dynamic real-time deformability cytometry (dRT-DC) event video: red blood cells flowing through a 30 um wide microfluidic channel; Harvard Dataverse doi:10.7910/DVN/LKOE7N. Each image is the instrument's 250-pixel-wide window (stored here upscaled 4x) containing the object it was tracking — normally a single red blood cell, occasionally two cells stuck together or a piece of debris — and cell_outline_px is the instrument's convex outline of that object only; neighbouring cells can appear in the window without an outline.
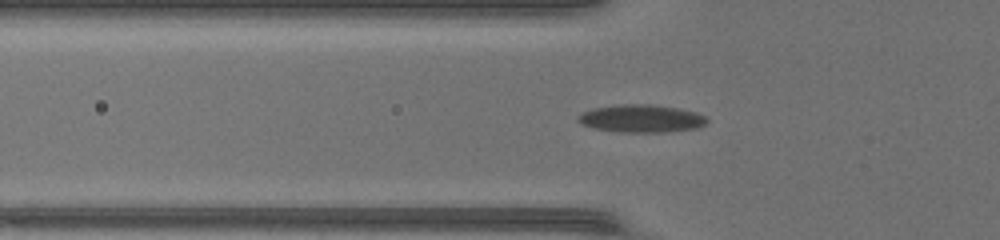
{"species": "common noctule bat (a hibernating species)", "species_latin": "Nyctalus noctula", "temperature_condition": "warm", "stored_images_in_passage": 41, "camera_frame_rate_fps": 3000, "um_per_image_px": 0.085, "animal": {"sex": "female", "body_mass_g": 17.0, "forearm_length_mm": 48.0}, "frame": {"image": 1, "passage_image": 6, "time_ms": 1.667, "image_size_px": [1000, 240], "cell_outline_px": [[708, 120], [704, 124], [696, 128], [664, 132], [624, 132], [596, 128], [584, 124], [576, 120], [576, 116], [584, 112], [596, 108], [624, 104], [648, 104], [676, 108], [692, 112], [704, 116]], "centroid_in_image_um": [54.5, 10.08], "position_along_channel_um": 71.3, "area_um2": 20.23}}
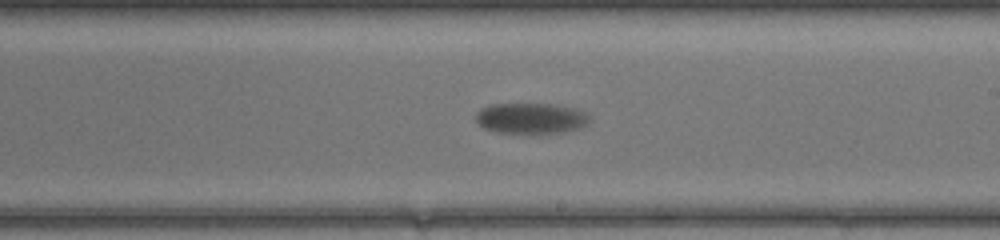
{"frame": {"image": 2, "passage_image": 19, "time_ms": 6.0, "image_size_px": [1000, 240], "cell_outline_px": [[588, 116], [584, 124], [572, 128], [552, 132], [496, 132], [484, 128], [476, 120], [476, 112], [480, 108], [492, 104], [548, 104], [572, 108], [584, 112]], "centroid_in_image_um": [44.98, 10.02], "position_along_channel_um": 244.0, "area_um2": 19.36}}
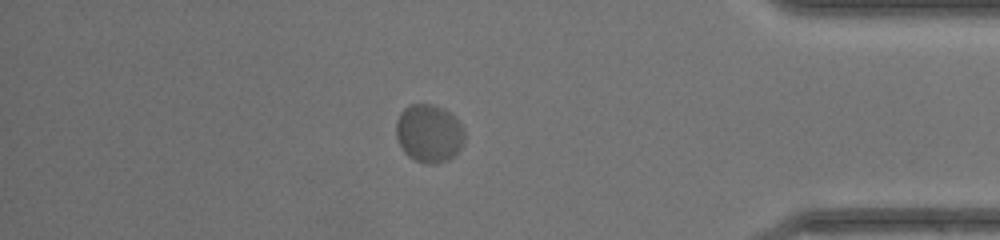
{"frame": {"image": 3, "passage_image": 33, "time_ms": 10.667, "image_size_px": [1000, 240], "cell_outline_px": [[464, 136], [456, 152], [452, 156], [436, 164], [416, 160], [408, 156], [404, 152], [396, 136], [396, 124], [400, 112], [404, 108], [412, 104], [428, 104], [440, 108], [448, 112], [460, 124], [464, 132]], "centroid_in_image_um": [36.41, 11.32], "position_along_channel_um": 398.8, "area_um2": 22.37}}